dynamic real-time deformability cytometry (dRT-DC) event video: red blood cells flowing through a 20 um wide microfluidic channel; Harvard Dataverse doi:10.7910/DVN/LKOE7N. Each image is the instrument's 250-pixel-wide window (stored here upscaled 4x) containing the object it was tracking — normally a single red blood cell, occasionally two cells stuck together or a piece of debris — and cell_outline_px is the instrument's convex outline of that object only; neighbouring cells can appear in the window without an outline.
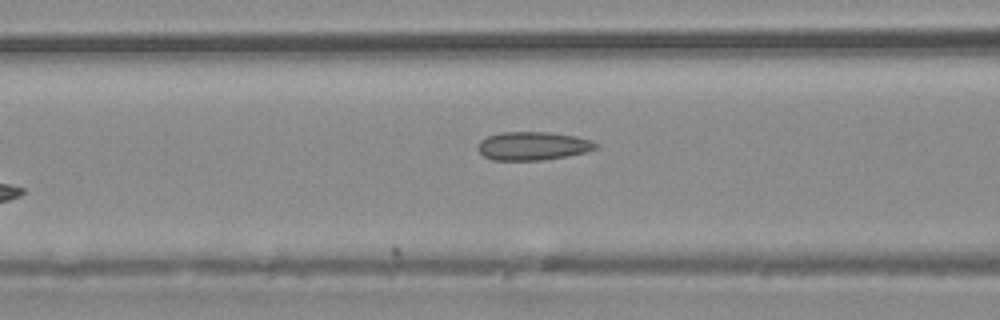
{"species": "common noctule bat (a hibernating species)", "species_latin": "Nyctalus noctula", "temperature_condition": "warm", "stored_images_in_passage": 4, "camera_frame_rate_fps": 3000, "um_per_image_px": 0.085, "animal": {"sex": "male", "body_mass_g": 20.4}, "frame": {"image": 1, "passage_image": 4, "time_ms": 4.667, "image_size_px": [1000, 320], "cell_outline_px": [[600, 148], [568, 156], [544, 160], [492, 160], [484, 156], [476, 148], [476, 144], [480, 140], [488, 136], [500, 132], [548, 132], [576, 136], [592, 140], [600, 144]], "centroid_in_image_um": [45.31, 12.4], "position_along_channel_um": 121.3, "area_um2": 19.83}}